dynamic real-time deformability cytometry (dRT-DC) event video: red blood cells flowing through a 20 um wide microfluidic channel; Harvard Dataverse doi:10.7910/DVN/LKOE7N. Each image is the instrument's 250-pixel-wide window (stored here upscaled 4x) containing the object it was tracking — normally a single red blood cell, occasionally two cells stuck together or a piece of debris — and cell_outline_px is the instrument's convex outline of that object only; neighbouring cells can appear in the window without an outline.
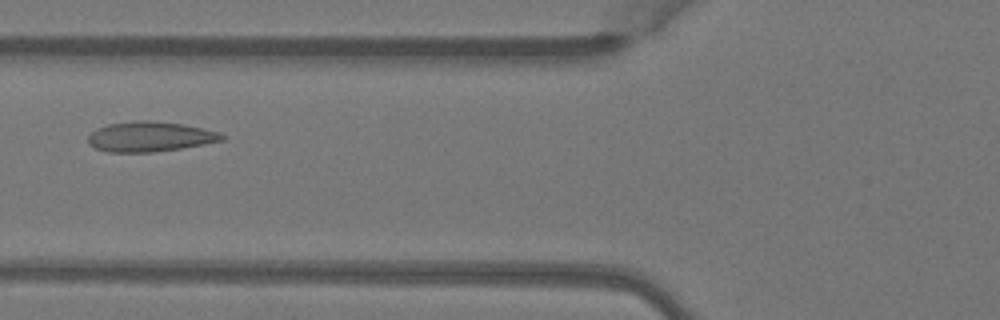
{"species": "Egyptian fruit bat (a non-hibernating species)", "species_latin": "Rousettus aegyptiacus", "temperature_condition": "warm", "stored_images_in_passage": 45, "camera_frame_rate_fps": 3000, "um_per_image_px": 0.085, "animal": {"sex": "female"}, "frame": {"image": 1, "passage_image": 15, "time_ms": 4.667, "image_size_px": [1000, 320], "cell_outline_px": [[224, 140], [204, 144], [180, 148], [152, 152], [108, 152], [96, 148], [88, 144], [88, 136], [96, 128], [108, 124], [132, 120], [148, 120], [184, 124], [220, 132], [224, 136]], "centroid_in_image_um": [12.73, 11.6], "position_along_channel_um": 113.1, "area_um2": 23.47}}
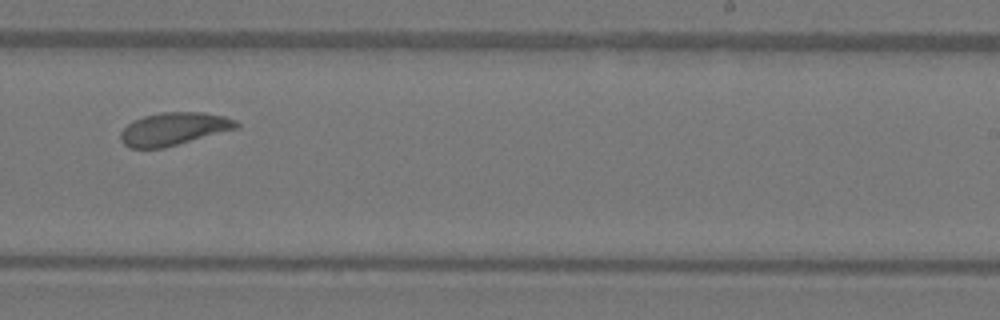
{"frame": {"image": 2, "passage_image": 27, "time_ms": 8.667, "image_size_px": [1000, 320], "cell_outline_px": [[240, 128], [164, 148], [128, 148], [120, 140], [120, 132], [128, 124], [144, 116], [160, 112], [204, 112], [224, 116], [236, 120], [240, 124]], "centroid_in_image_um": [14.8, 10.96], "position_along_channel_um": 274.2, "area_um2": 22.31}}
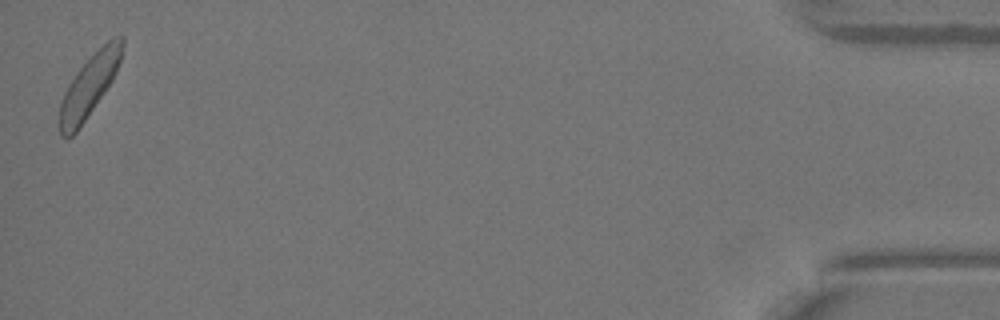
{"frame": {"image": 3, "passage_image": 45, "time_ms": 14.667, "image_size_px": [1000, 320], "cell_outline_px": [[124, 44], [120, 60], [116, 72], [112, 80], [76, 132], [72, 136], [60, 136], [56, 120], [60, 100], [68, 84], [76, 72], [112, 36], [124, 36]], "centroid_in_image_um": [7.53, 7.33], "position_along_channel_um": 427.7, "area_um2": 22.37}, "authors_computed_cell_mechanics": {"area_um2": 22.4842, "velocity_mm_per_s": 4.05, "shape_relaxation_time_tau1_ms": 2.3618, "shape_relaxation_time_tau2_ms": null, "deformation_change_tau1": 0.0859, "deformation_change_tau2": null}}